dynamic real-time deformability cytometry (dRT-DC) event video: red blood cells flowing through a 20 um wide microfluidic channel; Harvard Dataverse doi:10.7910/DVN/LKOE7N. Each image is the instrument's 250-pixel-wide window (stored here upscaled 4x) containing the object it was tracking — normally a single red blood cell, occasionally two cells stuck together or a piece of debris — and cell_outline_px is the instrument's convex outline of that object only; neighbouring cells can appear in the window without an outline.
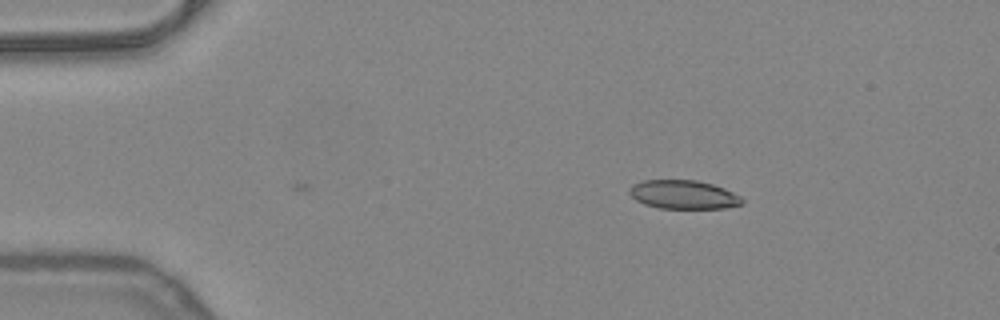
{"species": "common noctule bat (a hibernating species)", "species_latin": "Nyctalus noctula", "temperature_condition": "warm", "stored_images_in_passage": 2, "camera_frame_rate_fps": 3000, "um_per_image_px": 0.085, "animal": {"sex": "female", "body_mass_g": 24.6, "forearm_length_mm": 56.2}, "frame": {"image": 1, "passage_image": 2, "time_ms": 0.333, "image_size_px": [1000, 320], "cell_outline_px": [[744, 204], [724, 208], [660, 208], [644, 204], [636, 200], [628, 192], [628, 188], [632, 184], [644, 180], [696, 180], [712, 184], [724, 188], [740, 196], [744, 200]], "centroid_in_image_um": [58.08, 16.54], "position_along_channel_um": 26.9, "area_um2": 18.9}}